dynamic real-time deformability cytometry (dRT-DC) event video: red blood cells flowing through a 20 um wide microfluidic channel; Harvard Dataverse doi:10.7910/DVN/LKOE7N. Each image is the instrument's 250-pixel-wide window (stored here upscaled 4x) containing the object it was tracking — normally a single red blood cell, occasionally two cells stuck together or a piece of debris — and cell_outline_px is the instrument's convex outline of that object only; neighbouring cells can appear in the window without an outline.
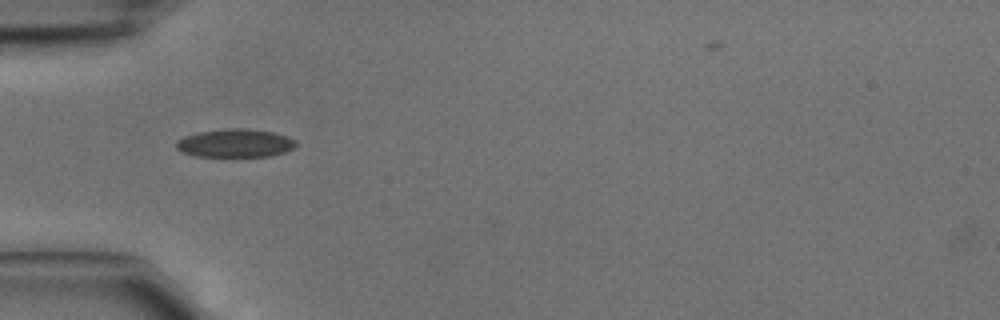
{"species": "common noctule bat (a hibernating species)", "species_latin": "Nyctalus noctula", "temperature_condition": "cold", "stored_images_in_passage": 1, "camera_frame_rate_fps": 3000, "um_per_image_px": 0.085, "animal": {"sex": "male", "body_mass_g": 15.6}, "frame": {"image": 1, "passage_image": 1, "time_ms": 0.0, "image_size_px": [1000, 320], "cell_outline_px": [[296, 144], [292, 148], [284, 152], [268, 156], [196, 156], [180, 152], [176, 148], [176, 140], [184, 136], [196, 132], [228, 128], [244, 128], [272, 132], [288, 136], [296, 140]], "centroid_in_image_um": [19.94, 12.16], "position_along_channel_um": 65.1, "area_um2": 19.77}}